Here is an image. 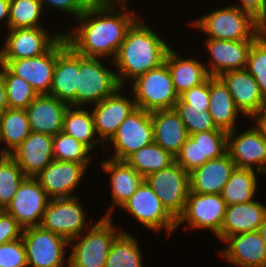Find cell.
Listing matches in <instances>:
<instances>
[{
  "label": "cell",
  "mask_w": 266,
  "mask_h": 267,
  "mask_svg": "<svg viewBox=\"0 0 266 267\" xmlns=\"http://www.w3.org/2000/svg\"><path fill=\"white\" fill-rule=\"evenodd\" d=\"M79 74V53L63 36L57 42V57L49 95L76 107V90Z\"/></svg>",
  "instance_id": "cell-17"
},
{
  "label": "cell",
  "mask_w": 266,
  "mask_h": 267,
  "mask_svg": "<svg viewBox=\"0 0 266 267\" xmlns=\"http://www.w3.org/2000/svg\"><path fill=\"white\" fill-rule=\"evenodd\" d=\"M226 85L236 107L251 117L266 107V99L259 90L255 78L244 68L230 70L218 76Z\"/></svg>",
  "instance_id": "cell-20"
},
{
  "label": "cell",
  "mask_w": 266,
  "mask_h": 267,
  "mask_svg": "<svg viewBox=\"0 0 266 267\" xmlns=\"http://www.w3.org/2000/svg\"><path fill=\"white\" fill-rule=\"evenodd\" d=\"M57 57V43L45 54L24 59H0L12 74L26 80L37 95H49L54 66Z\"/></svg>",
  "instance_id": "cell-16"
},
{
  "label": "cell",
  "mask_w": 266,
  "mask_h": 267,
  "mask_svg": "<svg viewBox=\"0 0 266 267\" xmlns=\"http://www.w3.org/2000/svg\"><path fill=\"white\" fill-rule=\"evenodd\" d=\"M245 69L255 78L266 99V30L252 43Z\"/></svg>",
  "instance_id": "cell-42"
},
{
  "label": "cell",
  "mask_w": 266,
  "mask_h": 267,
  "mask_svg": "<svg viewBox=\"0 0 266 267\" xmlns=\"http://www.w3.org/2000/svg\"><path fill=\"white\" fill-rule=\"evenodd\" d=\"M120 208L128 211L148 229L153 231L166 230L168 237L171 235V231L177 228L176 219L162 205L157 194L145 180Z\"/></svg>",
  "instance_id": "cell-8"
},
{
  "label": "cell",
  "mask_w": 266,
  "mask_h": 267,
  "mask_svg": "<svg viewBox=\"0 0 266 267\" xmlns=\"http://www.w3.org/2000/svg\"><path fill=\"white\" fill-rule=\"evenodd\" d=\"M91 150L82 142L64 132L53 136L54 160L83 163L89 165Z\"/></svg>",
  "instance_id": "cell-40"
},
{
  "label": "cell",
  "mask_w": 266,
  "mask_h": 267,
  "mask_svg": "<svg viewBox=\"0 0 266 267\" xmlns=\"http://www.w3.org/2000/svg\"><path fill=\"white\" fill-rule=\"evenodd\" d=\"M265 216L266 206L255 200L228 205L217 237L224 241L239 233L258 231Z\"/></svg>",
  "instance_id": "cell-27"
},
{
  "label": "cell",
  "mask_w": 266,
  "mask_h": 267,
  "mask_svg": "<svg viewBox=\"0 0 266 267\" xmlns=\"http://www.w3.org/2000/svg\"><path fill=\"white\" fill-rule=\"evenodd\" d=\"M144 22L136 18L128 27L116 58L117 80L123 88L125 80L135 79L165 63L171 48ZM120 72V73H119ZM127 78V79H126Z\"/></svg>",
  "instance_id": "cell-2"
},
{
  "label": "cell",
  "mask_w": 266,
  "mask_h": 267,
  "mask_svg": "<svg viewBox=\"0 0 266 267\" xmlns=\"http://www.w3.org/2000/svg\"><path fill=\"white\" fill-rule=\"evenodd\" d=\"M104 171L110 174L112 189V207L105 216H112L115 205L122 206L135 192L139 185L144 181V177L139 174L126 161L115 159L105 160L101 166Z\"/></svg>",
  "instance_id": "cell-29"
},
{
  "label": "cell",
  "mask_w": 266,
  "mask_h": 267,
  "mask_svg": "<svg viewBox=\"0 0 266 267\" xmlns=\"http://www.w3.org/2000/svg\"><path fill=\"white\" fill-rule=\"evenodd\" d=\"M69 104L50 95H38L25 109L32 132L55 136L62 131Z\"/></svg>",
  "instance_id": "cell-25"
},
{
  "label": "cell",
  "mask_w": 266,
  "mask_h": 267,
  "mask_svg": "<svg viewBox=\"0 0 266 267\" xmlns=\"http://www.w3.org/2000/svg\"><path fill=\"white\" fill-rule=\"evenodd\" d=\"M226 207L221 194L189 191L184 211L176 220L177 227L188 221L191 228L211 230L217 236L221 232Z\"/></svg>",
  "instance_id": "cell-12"
},
{
  "label": "cell",
  "mask_w": 266,
  "mask_h": 267,
  "mask_svg": "<svg viewBox=\"0 0 266 267\" xmlns=\"http://www.w3.org/2000/svg\"><path fill=\"white\" fill-rule=\"evenodd\" d=\"M68 106L64 114L62 132L82 142L90 150L98 145L100 139L93 138L96 133L92 113L86 109ZM76 108V110H75Z\"/></svg>",
  "instance_id": "cell-33"
},
{
  "label": "cell",
  "mask_w": 266,
  "mask_h": 267,
  "mask_svg": "<svg viewBox=\"0 0 266 267\" xmlns=\"http://www.w3.org/2000/svg\"><path fill=\"white\" fill-rule=\"evenodd\" d=\"M27 267H63L69 241L40 226L23 229ZM65 251V252H64Z\"/></svg>",
  "instance_id": "cell-9"
},
{
  "label": "cell",
  "mask_w": 266,
  "mask_h": 267,
  "mask_svg": "<svg viewBox=\"0 0 266 267\" xmlns=\"http://www.w3.org/2000/svg\"><path fill=\"white\" fill-rule=\"evenodd\" d=\"M0 75L6 88L9 108L26 109L38 96L31 85L21 77L12 74L4 65L0 64Z\"/></svg>",
  "instance_id": "cell-38"
},
{
  "label": "cell",
  "mask_w": 266,
  "mask_h": 267,
  "mask_svg": "<svg viewBox=\"0 0 266 267\" xmlns=\"http://www.w3.org/2000/svg\"><path fill=\"white\" fill-rule=\"evenodd\" d=\"M0 59H24L48 52L62 37L63 33L48 34L43 27L8 29Z\"/></svg>",
  "instance_id": "cell-15"
},
{
  "label": "cell",
  "mask_w": 266,
  "mask_h": 267,
  "mask_svg": "<svg viewBox=\"0 0 266 267\" xmlns=\"http://www.w3.org/2000/svg\"><path fill=\"white\" fill-rule=\"evenodd\" d=\"M115 152L111 159L125 161L131 154L154 142L151 112L136 107L111 138Z\"/></svg>",
  "instance_id": "cell-10"
},
{
  "label": "cell",
  "mask_w": 266,
  "mask_h": 267,
  "mask_svg": "<svg viewBox=\"0 0 266 267\" xmlns=\"http://www.w3.org/2000/svg\"><path fill=\"white\" fill-rule=\"evenodd\" d=\"M23 228L5 210H0V245L22 238Z\"/></svg>",
  "instance_id": "cell-46"
},
{
  "label": "cell",
  "mask_w": 266,
  "mask_h": 267,
  "mask_svg": "<svg viewBox=\"0 0 266 267\" xmlns=\"http://www.w3.org/2000/svg\"><path fill=\"white\" fill-rule=\"evenodd\" d=\"M235 168L236 165L228 152L206 161L189 173L190 191L200 194H221Z\"/></svg>",
  "instance_id": "cell-24"
},
{
  "label": "cell",
  "mask_w": 266,
  "mask_h": 267,
  "mask_svg": "<svg viewBox=\"0 0 266 267\" xmlns=\"http://www.w3.org/2000/svg\"><path fill=\"white\" fill-rule=\"evenodd\" d=\"M255 173L253 169H234L221 192L227 206L253 201L257 189Z\"/></svg>",
  "instance_id": "cell-34"
},
{
  "label": "cell",
  "mask_w": 266,
  "mask_h": 267,
  "mask_svg": "<svg viewBox=\"0 0 266 267\" xmlns=\"http://www.w3.org/2000/svg\"><path fill=\"white\" fill-rule=\"evenodd\" d=\"M50 201L49 196L33 177H26L19 185L5 211L23 228L39 226Z\"/></svg>",
  "instance_id": "cell-14"
},
{
  "label": "cell",
  "mask_w": 266,
  "mask_h": 267,
  "mask_svg": "<svg viewBox=\"0 0 266 267\" xmlns=\"http://www.w3.org/2000/svg\"><path fill=\"white\" fill-rule=\"evenodd\" d=\"M42 6H51L54 9L66 12L76 19L97 0H39Z\"/></svg>",
  "instance_id": "cell-45"
},
{
  "label": "cell",
  "mask_w": 266,
  "mask_h": 267,
  "mask_svg": "<svg viewBox=\"0 0 266 267\" xmlns=\"http://www.w3.org/2000/svg\"><path fill=\"white\" fill-rule=\"evenodd\" d=\"M209 109L215 125L224 131L235 130L236 119L241 111L236 107L235 102L224 82L218 76L209 77Z\"/></svg>",
  "instance_id": "cell-30"
},
{
  "label": "cell",
  "mask_w": 266,
  "mask_h": 267,
  "mask_svg": "<svg viewBox=\"0 0 266 267\" xmlns=\"http://www.w3.org/2000/svg\"><path fill=\"white\" fill-rule=\"evenodd\" d=\"M9 10H10V0H0V21L6 20L3 24H7L8 27V21H9Z\"/></svg>",
  "instance_id": "cell-50"
},
{
  "label": "cell",
  "mask_w": 266,
  "mask_h": 267,
  "mask_svg": "<svg viewBox=\"0 0 266 267\" xmlns=\"http://www.w3.org/2000/svg\"><path fill=\"white\" fill-rule=\"evenodd\" d=\"M254 41H230L208 38L206 45L211 56L210 68H207L208 74L210 76H219L230 70L244 69Z\"/></svg>",
  "instance_id": "cell-23"
},
{
  "label": "cell",
  "mask_w": 266,
  "mask_h": 267,
  "mask_svg": "<svg viewBox=\"0 0 266 267\" xmlns=\"http://www.w3.org/2000/svg\"><path fill=\"white\" fill-rule=\"evenodd\" d=\"M0 122L1 143L6 144L0 154H10L31 132L28 115L24 109L8 108L0 115Z\"/></svg>",
  "instance_id": "cell-32"
},
{
  "label": "cell",
  "mask_w": 266,
  "mask_h": 267,
  "mask_svg": "<svg viewBox=\"0 0 266 267\" xmlns=\"http://www.w3.org/2000/svg\"><path fill=\"white\" fill-rule=\"evenodd\" d=\"M120 90L121 88L111 96L96 103L92 109L95 130L100 136V142L110 141L120 124L137 107L135 100L122 96L119 94Z\"/></svg>",
  "instance_id": "cell-22"
},
{
  "label": "cell",
  "mask_w": 266,
  "mask_h": 267,
  "mask_svg": "<svg viewBox=\"0 0 266 267\" xmlns=\"http://www.w3.org/2000/svg\"><path fill=\"white\" fill-rule=\"evenodd\" d=\"M25 178L22 169L9 154H0V210H5L10 204Z\"/></svg>",
  "instance_id": "cell-37"
},
{
  "label": "cell",
  "mask_w": 266,
  "mask_h": 267,
  "mask_svg": "<svg viewBox=\"0 0 266 267\" xmlns=\"http://www.w3.org/2000/svg\"><path fill=\"white\" fill-rule=\"evenodd\" d=\"M256 118V125L254 128L260 133L261 137L266 141V107L261 109L259 112L251 116Z\"/></svg>",
  "instance_id": "cell-48"
},
{
  "label": "cell",
  "mask_w": 266,
  "mask_h": 267,
  "mask_svg": "<svg viewBox=\"0 0 266 267\" xmlns=\"http://www.w3.org/2000/svg\"><path fill=\"white\" fill-rule=\"evenodd\" d=\"M6 88L3 77L0 75V115L8 109Z\"/></svg>",
  "instance_id": "cell-49"
},
{
  "label": "cell",
  "mask_w": 266,
  "mask_h": 267,
  "mask_svg": "<svg viewBox=\"0 0 266 267\" xmlns=\"http://www.w3.org/2000/svg\"><path fill=\"white\" fill-rule=\"evenodd\" d=\"M258 232L260 233L262 239L266 243V216L264 217L263 222L260 225Z\"/></svg>",
  "instance_id": "cell-51"
},
{
  "label": "cell",
  "mask_w": 266,
  "mask_h": 267,
  "mask_svg": "<svg viewBox=\"0 0 266 267\" xmlns=\"http://www.w3.org/2000/svg\"><path fill=\"white\" fill-rule=\"evenodd\" d=\"M174 109L185 124L189 135L204 131H224L215 125L210 113L204 108H191L179 98Z\"/></svg>",
  "instance_id": "cell-41"
},
{
  "label": "cell",
  "mask_w": 266,
  "mask_h": 267,
  "mask_svg": "<svg viewBox=\"0 0 266 267\" xmlns=\"http://www.w3.org/2000/svg\"><path fill=\"white\" fill-rule=\"evenodd\" d=\"M111 219V216H102L85 236L80 234L71 240L78 239V242L71 247L72 254L67 258L69 267H105L110 247L122 232L117 231Z\"/></svg>",
  "instance_id": "cell-4"
},
{
  "label": "cell",
  "mask_w": 266,
  "mask_h": 267,
  "mask_svg": "<svg viewBox=\"0 0 266 267\" xmlns=\"http://www.w3.org/2000/svg\"><path fill=\"white\" fill-rule=\"evenodd\" d=\"M26 177H36L54 160L53 136L30 132L28 137L9 154Z\"/></svg>",
  "instance_id": "cell-21"
},
{
  "label": "cell",
  "mask_w": 266,
  "mask_h": 267,
  "mask_svg": "<svg viewBox=\"0 0 266 267\" xmlns=\"http://www.w3.org/2000/svg\"><path fill=\"white\" fill-rule=\"evenodd\" d=\"M227 131H204L190 134L175 162L190 173L206 161L221 157L227 153Z\"/></svg>",
  "instance_id": "cell-13"
},
{
  "label": "cell",
  "mask_w": 266,
  "mask_h": 267,
  "mask_svg": "<svg viewBox=\"0 0 266 267\" xmlns=\"http://www.w3.org/2000/svg\"><path fill=\"white\" fill-rule=\"evenodd\" d=\"M154 143L176 156L190 136L185 124L175 109L156 110L151 112Z\"/></svg>",
  "instance_id": "cell-28"
},
{
  "label": "cell",
  "mask_w": 266,
  "mask_h": 267,
  "mask_svg": "<svg viewBox=\"0 0 266 267\" xmlns=\"http://www.w3.org/2000/svg\"><path fill=\"white\" fill-rule=\"evenodd\" d=\"M142 254L136 238L121 232L113 241L105 267H143Z\"/></svg>",
  "instance_id": "cell-36"
},
{
  "label": "cell",
  "mask_w": 266,
  "mask_h": 267,
  "mask_svg": "<svg viewBox=\"0 0 266 267\" xmlns=\"http://www.w3.org/2000/svg\"><path fill=\"white\" fill-rule=\"evenodd\" d=\"M227 152L236 168L253 169L266 173V141L254 128L236 135V129L228 132Z\"/></svg>",
  "instance_id": "cell-19"
},
{
  "label": "cell",
  "mask_w": 266,
  "mask_h": 267,
  "mask_svg": "<svg viewBox=\"0 0 266 267\" xmlns=\"http://www.w3.org/2000/svg\"><path fill=\"white\" fill-rule=\"evenodd\" d=\"M0 144H1V122H0Z\"/></svg>",
  "instance_id": "cell-52"
},
{
  "label": "cell",
  "mask_w": 266,
  "mask_h": 267,
  "mask_svg": "<svg viewBox=\"0 0 266 267\" xmlns=\"http://www.w3.org/2000/svg\"><path fill=\"white\" fill-rule=\"evenodd\" d=\"M165 63L179 96L192 87L204 83L210 77L203 63L193 58L183 59L172 48L166 55Z\"/></svg>",
  "instance_id": "cell-31"
},
{
  "label": "cell",
  "mask_w": 266,
  "mask_h": 267,
  "mask_svg": "<svg viewBox=\"0 0 266 267\" xmlns=\"http://www.w3.org/2000/svg\"><path fill=\"white\" fill-rule=\"evenodd\" d=\"M125 161L145 178L167 168L175 157L153 142L131 154Z\"/></svg>",
  "instance_id": "cell-35"
},
{
  "label": "cell",
  "mask_w": 266,
  "mask_h": 267,
  "mask_svg": "<svg viewBox=\"0 0 266 267\" xmlns=\"http://www.w3.org/2000/svg\"><path fill=\"white\" fill-rule=\"evenodd\" d=\"M86 214L77 196L50 199L39 226L71 243L72 239L84 233Z\"/></svg>",
  "instance_id": "cell-11"
},
{
  "label": "cell",
  "mask_w": 266,
  "mask_h": 267,
  "mask_svg": "<svg viewBox=\"0 0 266 267\" xmlns=\"http://www.w3.org/2000/svg\"><path fill=\"white\" fill-rule=\"evenodd\" d=\"M114 2L121 3L116 5ZM124 2L97 0L77 18L81 23L75 32L63 34L67 43L83 56L101 58L111 55L113 61L128 27L137 18L134 13L125 12V6L122 5L120 9L119 6Z\"/></svg>",
  "instance_id": "cell-1"
},
{
  "label": "cell",
  "mask_w": 266,
  "mask_h": 267,
  "mask_svg": "<svg viewBox=\"0 0 266 267\" xmlns=\"http://www.w3.org/2000/svg\"><path fill=\"white\" fill-rule=\"evenodd\" d=\"M86 168L83 163L53 160L34 178L50 199L69 198L73 197Z\"/></svg>",
  "instance_id": "cell-18"
},
{
  "label": "cell",
  "mask_w": 266,
  "mask_h": 267,
  "mask_svg": "<svg viewBox=\"0 0 266 267\" xmlns=\"http://www.w3.org/2000/svg\"><path fill=\"white\" fill-rule=\"evenodd\" d=\"M144 180L177 220L184 211L190 191L189 173L174 161L167 168L151 173Z\"/></svg>",
  "instance_id": "cell-7"
},
{
  "label": "cell",
  "mask_w": 266,
  "mask_h": 267,
  "mask_svg": "<svg viewBox=\"0 0 266 267\" xmlns=\"http://www.w3.org/2000/svg\"><path fill=\"white\" fill-rule=\"evenodd\" d=\"M42 10L39 0H10L8 28L42 27L38 24Z\"/></svg>",
  "instance_id": "cell-39"
},
{
  "label": "cell",
  "mask_w": 266,
  "mask_h": 267,
  "mask_svg": "<svg viewBox=\"0 0 266 267\" xmlns=\"http://www.w3.org/2000/svg\"><path fill=\"white\" fill-rule=\"evenodd\" d=\"M179 98L191 108L209 109V78L202 84L192 87L179 96Z\"/></svg>",
  "instance_id": "cell-44"
},
{
  "label": "cell",
  "mask_w": 266,
  "mask_h": 267,
  "mask_svg": "<svg viewBox=\"0 0 266 267\" xmlns=\"http://www.w3.org/2000/svg\"><path fill=\"white\" fill-rule=\"evenodd\" d=\"M219 40H256L266 28L251 14L235 5L215 10L190 23Z\"/></svg>",
  "instance_id": "cell-3"
},
{
  "label": "cell",
  "mask_w": 266,
  "mask_h": 267,
  "mask_svg": "<svg viewBox=\"0 0 266 267\" xmlns=\"http://www.w3.org/2000/svg\"><path fill=\"white\" fill-rule=\"evenodd\" d=\"M97 57L79 54L76 106L96 104L122 88L116 73L103 66Z\"/></svg>",
  "instance_id": "cell-6"
},
{
  "label": "cell",
  "mask_w": 266,
  "mask_h": 267,
  "mask_svg": "<svg viewBox=\"0 0 266 267\" xmlns=\"http://www.w3.org/2000/svg\"><path fill=\"white\" fill-rule=\"evenodd\" d=\"M221 255L239 267H266V243L258 231L239 233L224 240Z\"/></svg>",
  "instance_id": "cell-26"
},
{
  "label": "cell",
  "mask_w": 266,
  "mask_h": 267,
  "mask_svg": "<svg viewBox=\"0 0 266 267\" xmlns=\"http://www.w3.org/2000/svg\"><path fill=\"white\" fill-rule=\"evenodd\" d=\"M0 267H27L22 238L0 245Z\"/></svg>",
  "instance_id": "cell-43"
},
{
  "label": "cell",
  "mask_w": 266,
  "mask_h": 267,
  "mask_svg": "<svg viewBox=\"0 0 266 267\" xmlns=\"http://www.w3.org/2000/svg\"><path fill=\"white\" fill-rule=\"evenodd\" d=\"M133 81V99L136 106L145 111L174 109L179 100L166 63L136 77Z\"/></svg>",
  "instance_id": "cell-5"
},
{
  "label": "cell",
  "mask_w": 266,
  "mask_h": 267,
  "mask_svg": "<svg viewBox=\"0 0 266 267\" xmlns=\"http://www.w3.org/2000/svg\"><path fill=\"white\" fill-rule=\"evenodd\" d=\"M240 2L241 6H235L251 14L266 28V0H240Z\"/></svg>",
  "instance_id": "cell-47"
}]
</instances>
